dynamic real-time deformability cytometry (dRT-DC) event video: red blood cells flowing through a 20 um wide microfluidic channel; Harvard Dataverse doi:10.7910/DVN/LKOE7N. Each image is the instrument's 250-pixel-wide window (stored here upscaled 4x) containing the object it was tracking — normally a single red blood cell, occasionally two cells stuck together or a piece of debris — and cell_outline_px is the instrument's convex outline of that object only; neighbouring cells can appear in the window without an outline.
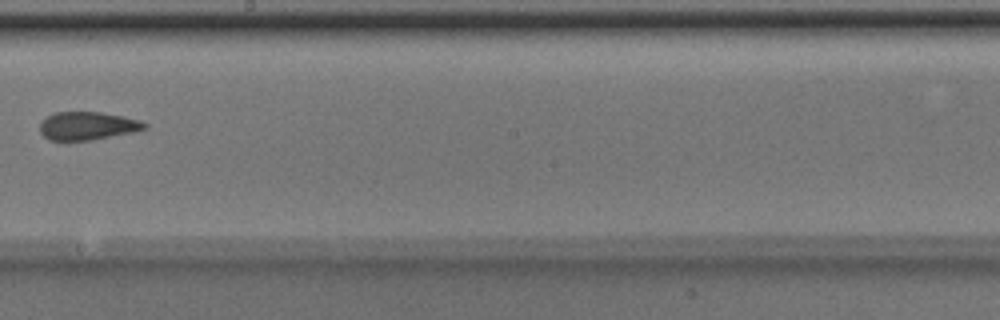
{"species": "Egyptian fruit bat (a non-hibernating species)", "species_latin": "Rousettus aegyptiacus", "temperature_condition": "room temperature", "stored_images_in_passage": 8, "camera_frame_rate_fps": 3000, "um_per_image_px": 0.085, "animal": {"sex": "male"}, "frame": {"image": 1, "passage_image": 8, "time_ms": 2.333, "image_size_px": [1000, 320], "cell_outline_px": [[148, 128], [136, 132], [88, 140], [48, 140], [40, 132], [40, 120], [44, 116], [56, 112], [100, 112], [140, 120], [148, 124]], "centroid_in_image_um": [7.42, 10.69], "position_along_channel_um": 240.8, "area_um2": 17.28}}